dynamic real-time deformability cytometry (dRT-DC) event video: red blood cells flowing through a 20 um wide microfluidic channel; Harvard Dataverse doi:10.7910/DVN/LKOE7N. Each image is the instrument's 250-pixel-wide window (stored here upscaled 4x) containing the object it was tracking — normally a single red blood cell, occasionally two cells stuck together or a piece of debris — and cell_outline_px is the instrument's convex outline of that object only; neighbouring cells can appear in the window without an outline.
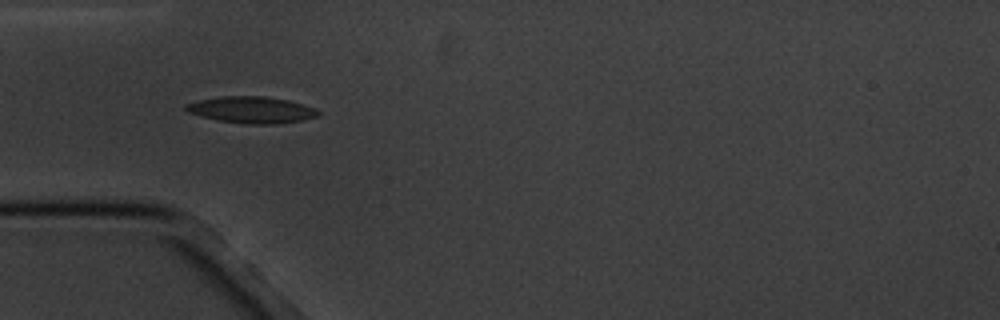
{"species": "common noctule bat (a hibernating species)", "species_latin": "Nyctalus noctula", "temperature_condition": "cold", "stored_images_in_passage": 6, "camera_frame_rate_fps": 3000, "um_per_image_px": 0.085, "animal": {"sex": "male", "body_mass_g": 20.1, "forearm_length_mm": 53.5}, "frame": {"image": 1, "passage_image": 5, "time_ms": 4.667, "image_size_px": [1000, 320], "cell_outline_px": [[320, 112], [316, 116], [300, 120], [276, 124], [248, 124], [220, 120], [188, 112], [184, 108], [184, 104], [200, 100], [220, 96], [264, 96], [288, 100], [316, 108]], "centroid_in_image_um": [21.38, 9.32], "position_along_channel_um": 63.6, "area_um2": 20.17}}
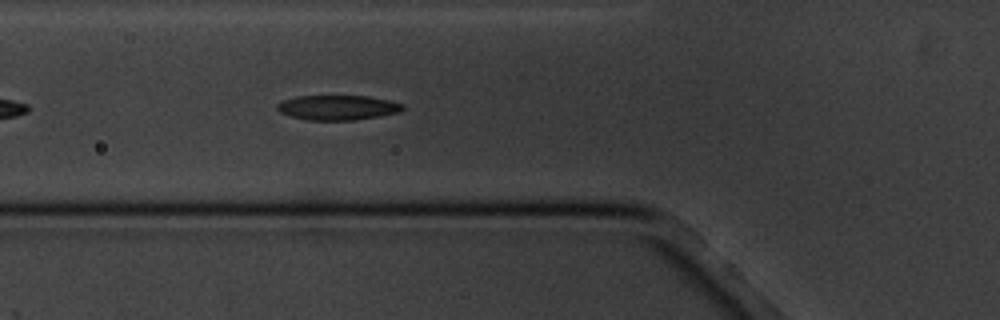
{"frame": {"image": 2, "passage_image": 6, "time_ms": 5.667, "image_size_px": [1000, 320], "cell_outline_px": [[404, 108], [400, 112], [380, 116], [356, 120], [308, 120], [292, 116], [280, 112], [276, 108], [276, 104], [280, 100], [296, 96], [368, 96], [388, 100], [404, 104]], "centroid_in_image_um": [28.69, 9.14], "position_along_channel_um": 97.1, "area_um2": 18.26}}